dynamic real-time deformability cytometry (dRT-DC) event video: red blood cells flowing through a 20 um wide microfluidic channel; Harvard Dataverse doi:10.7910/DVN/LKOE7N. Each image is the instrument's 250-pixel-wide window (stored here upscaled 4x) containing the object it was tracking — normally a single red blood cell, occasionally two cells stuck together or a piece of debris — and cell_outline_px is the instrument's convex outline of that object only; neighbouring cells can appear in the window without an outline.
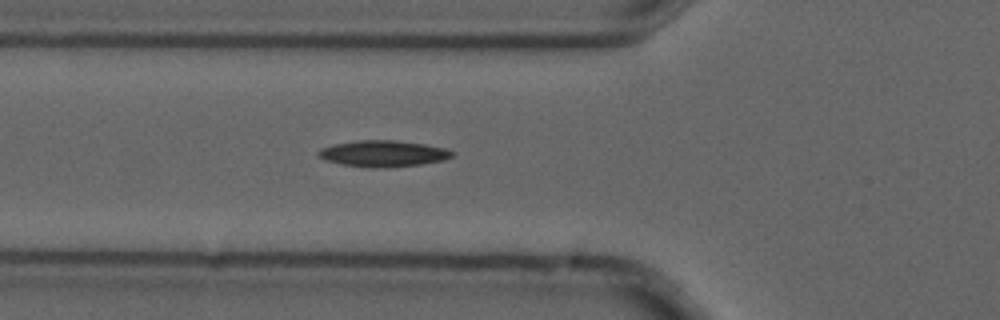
{"species": "common noctule bat (a hibernating species)", "species_latin": "Nyctalus noctula", "temperature_condition": "cold", "stored_images_in_passage": 5, "camera_frame_rate_fps": 3000, "um_per_image_px": 0.085, "animal": {"sex": "male", "forearm_length_mm": 52.5}, "frame": {"image": 1, "passage_image": 5, "time_ms": 1.333, "image_size_px": [1000, 320], "cell_outline_px": [[456, 156], [444, 160], [420, 164], [384, 168], [368, 168], [340, 164], [324, 160], [316, 156], [316, 152], [320, 148], [332, 144], [356, 140], [396, 140], [424, 144], [444, 148], [456, 152]], "centroid_in_image_um": [32.53, 13.06], "position_along_channel_um": 93.3, "area_um2": 20.92}}